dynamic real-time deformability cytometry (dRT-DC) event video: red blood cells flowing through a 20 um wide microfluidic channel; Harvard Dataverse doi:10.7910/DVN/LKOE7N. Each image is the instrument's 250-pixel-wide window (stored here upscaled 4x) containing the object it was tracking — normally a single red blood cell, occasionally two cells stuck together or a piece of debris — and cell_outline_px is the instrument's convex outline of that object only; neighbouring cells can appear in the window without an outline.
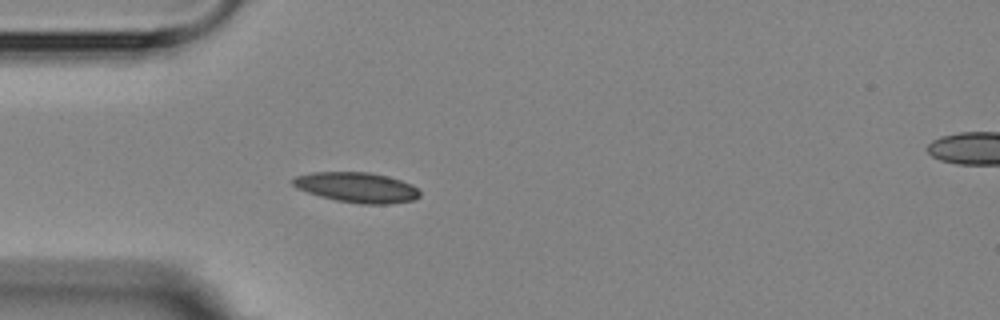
{"species": "Egyptian fruit bat (a non-hibernating species)", "species_latin": "Rousettus aegyptiacus", "temperature_condition": "room temperature", "stored_images_in_passage": 4, "camera_frame_rate_fps": 3000, "um_per_image_px": 0.085, "animal": {"sex": "female"}, "frame": {"image": 1, "passage_image": 4, "time_ms": 3.333, "image_size_px": [1000, 320], "cell_outline_px": [[420, 196], [412, 200], [388, 204], [360, 204], [336, 200], [320, 196], [296, 188], [292, 184], [292, 180], [296, 176], [312, 172], [368, 172], [388, 176], [412, 184], [420, 192]], "centroid_in_image_um": [30.33, 15.93], "position_along_channel_um": 54.7, "area_um2": 22.25}}